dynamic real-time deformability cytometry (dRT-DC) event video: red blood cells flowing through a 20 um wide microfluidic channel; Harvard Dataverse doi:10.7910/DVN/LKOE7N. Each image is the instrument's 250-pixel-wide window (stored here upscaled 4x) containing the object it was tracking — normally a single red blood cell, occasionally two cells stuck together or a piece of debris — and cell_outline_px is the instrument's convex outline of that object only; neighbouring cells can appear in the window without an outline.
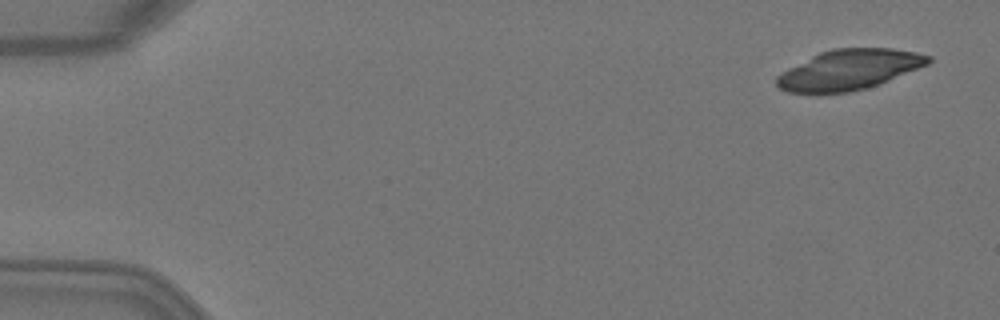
{"species": "Egyptian fruit bat (a non-hibernating species)", "species_latin": "Rousettus aegyptiacus", "temperature_condition": "warm", "stored_images_in_passage": 4, "camera_frame_rate_fps": 3000, "um_per_image_px": 0.085, "animal": {"sex": "female"}, "frame": {"image": 1, "passage_image": 1, "time_ms": 0.0, "image_size_px": [1000, 320], "cell_outline_px": [[932, 60], [928, 64], [888, 80], [864, 88], [848, 92], [788, 92], [780, 88], [776, 84], [776, 76], [788, 68], [820, 52], [832, 48], [892, 48], [916, 52], [932, 56]], "centroid_in_image_um": [72.18, 5.9], "position_along_channel_um": 12.8, "area_um2": 34.97}}